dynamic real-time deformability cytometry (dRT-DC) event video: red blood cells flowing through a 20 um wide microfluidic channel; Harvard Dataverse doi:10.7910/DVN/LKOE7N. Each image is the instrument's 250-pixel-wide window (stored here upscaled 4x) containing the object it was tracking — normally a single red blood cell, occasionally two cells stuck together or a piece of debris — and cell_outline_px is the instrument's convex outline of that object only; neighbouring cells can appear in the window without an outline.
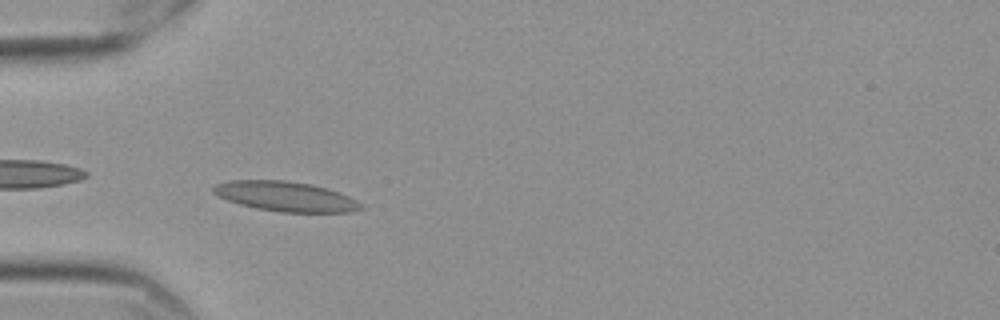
{"species": "Egyptian fruit bat (a non-hibernating species)", "species_latin": "Rousettus aegyptiacus", "temperature_condition": "cold", "stored_images_in_passage": 34, "camera_frame_rate_fps": 3000, "um_per_image_px": 0.085, "frame": {"image": 1, "passage_image": 2, "time_ms": 0.333, "image_size_px": [1000, 320], "cell_outline_px": [[364, 208], [352, 212], [280, 212], [256, 208], [240, 204], [228, 200], [212, 192], [212, 188], [216, 184], [228, 180], [284, 180], [312, 184], [328, 188], [348, 196], [364, 204]], "centroid_in_image_um": [24.31, 16.69], "position_along_channel_um": 60.7, "area_um2": 25.72}}
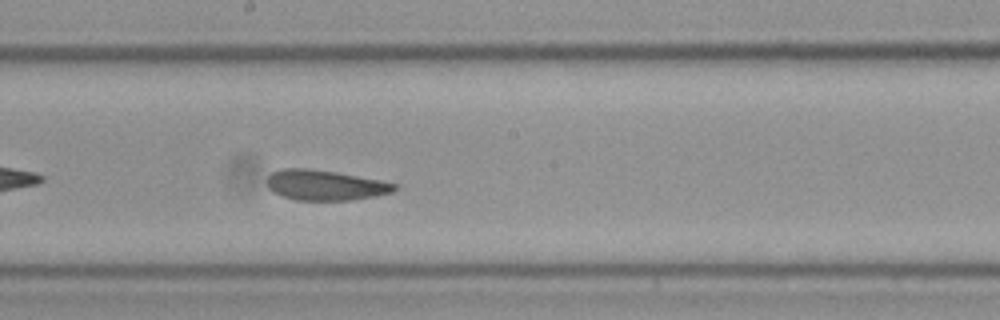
{"frame": {"image": 2, "passage_image": 16, "time_ms": 5.0, "image_size_px": [1000, 320], "cell_outline_px": [[400, 188], [392, 192], [376, 196], [348, 200], [296, 200], [280, 196], [272, 192], [268, 188], [268, 176], [272, 172], [280, 168], [308, 168], [336, 172], [380, 180], [400, 184]], "centroid_in_image_um": [27.65, 15.74], "position_along_channel_um": 220.6, "area_um2": 22.72}}
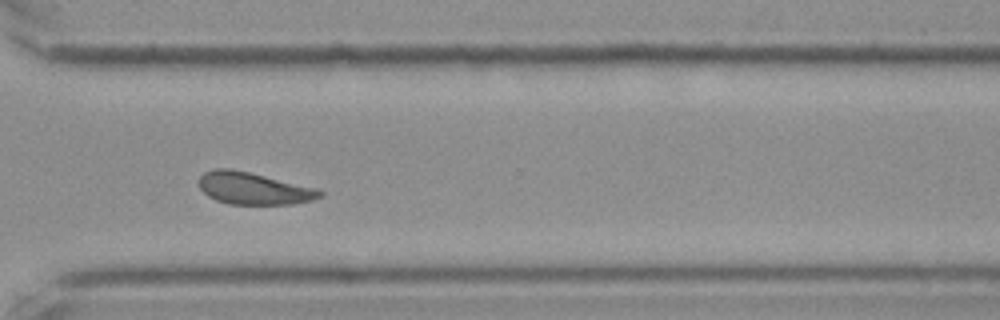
{"frame": {"image": 3, "passage_image": 27, "time_ms": 8.667, "image_size_px": [1000, 320], "cell_outline_px": [[324, 192], [320, 196], [312, 200], [292, 204], [228, 204], [216, 200], [208, 196], [200, 188], [200, 176], [204, 172], [216, 168], [232, 168], [320, 188]], "centroid_in_image_um": [21.58, 16.0], "position_along_channel_um": 349.0, "area_um2": 22.77}, "authors_computed_cell_mechanics": {"area_um2": 22.9466, "velocity_mm_per_s": 3.5076, "shape_relaxation_time_tau1_ms": 5.8925, "shape_relaxation_time_tau2_ms": 2.1071, "deformation_change_tau1": 0.1272, "deformation_change_tau2": 0.0702}}